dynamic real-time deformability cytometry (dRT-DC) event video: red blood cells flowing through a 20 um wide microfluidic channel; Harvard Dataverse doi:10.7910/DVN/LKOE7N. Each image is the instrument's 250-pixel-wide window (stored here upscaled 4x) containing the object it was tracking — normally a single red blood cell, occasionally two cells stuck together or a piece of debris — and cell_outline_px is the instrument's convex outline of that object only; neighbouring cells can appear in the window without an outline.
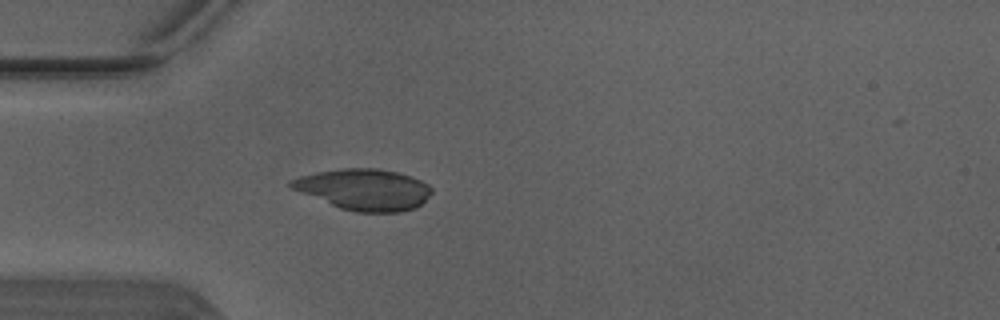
{"species": "Egyptian fruit bat (a non-hibernating species)", "species_latin": "Rousettus aegyptiacus", "temperature_condition": "warm", "stored_images_in_passage": 3, "camera_frame_rate_fps": 3000, "um_per_image_px": 0.085, "animal": {"sex": "male"}, "frame": {"image": 1, "passage_image": 3, "time_ms": 0.667, "image_size_px": [1000, 320], "cell_outline_px": [[432, 192], [416, 208], [400, 212], [356, 212], [340, 208], [292, 188], [288, 184], [292, 180], [300, 176], [316, 172], [340, 168], [380, 168], [412, 176], [428, 184], [432, 188]], "centroid_in_image_um": [30.98, 16.09], "position_along_channel_um": 54.0, "area_um2": 33.47}}